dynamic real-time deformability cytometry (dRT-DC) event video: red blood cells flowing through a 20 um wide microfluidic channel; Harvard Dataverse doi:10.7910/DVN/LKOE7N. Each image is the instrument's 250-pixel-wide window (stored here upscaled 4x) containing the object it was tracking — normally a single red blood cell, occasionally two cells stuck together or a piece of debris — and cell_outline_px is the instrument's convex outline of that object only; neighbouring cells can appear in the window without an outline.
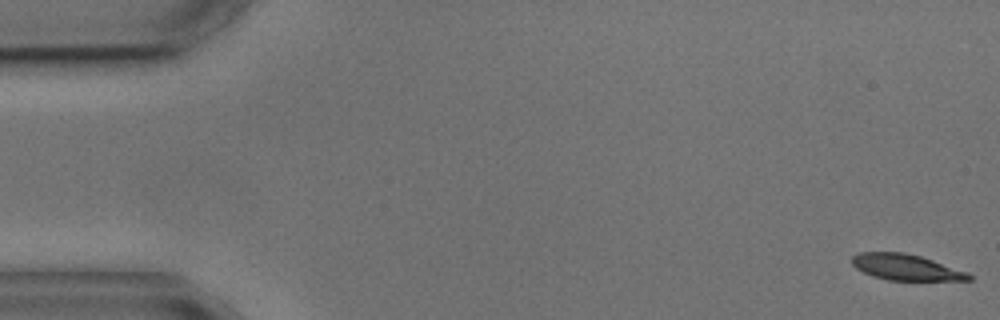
{"species": "common noctule bat (a hibernating species)", "species_latin": "Nyctalus noctula", "temperature_condition": "cold", "stored_images_in_passage": 5, "camera_frame_rate_fps": 3000, "um_per_image_px": 0.085, "animal": {"sex": "male", "body_mass_g": 17.9, "forearm_length_mm": 54.2}, "frame": {"image": 1, "passage_image": 1, "time_ms": 0.0, "image_size_px": [1000, 320], "cell_outline_px": [[972, 280], [888, 280], [872, 276], [856, 268], [852, 264], [852, 256], [860, 252], [904, 252], [920, 256], [968, 272], [972, 276]], "centroid_in_image_um": [76.99, 22.71], "position_along_channel_um": 8.0, "area_um2": 17.57}}
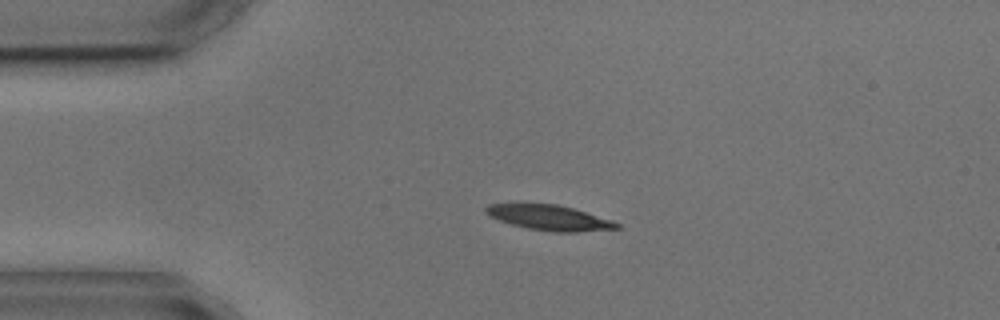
{"frame": {"image": 2, "passage_image": 4, "time_ms": 3.667, "image_size_px": [1000, 320], "cell_outline_px": [[620, 228], [576, 232], [552, 232], [528, 228], [512, 224], [488, 216], [484, 212], [484, 208], [488, 204], [556, 204], [572, 208], [612, 220], [620, 224]], "centroid_in_image_um": [46.68, 18.5], "position_along_channel_um": 38.3, "area_um2": 19.02}}